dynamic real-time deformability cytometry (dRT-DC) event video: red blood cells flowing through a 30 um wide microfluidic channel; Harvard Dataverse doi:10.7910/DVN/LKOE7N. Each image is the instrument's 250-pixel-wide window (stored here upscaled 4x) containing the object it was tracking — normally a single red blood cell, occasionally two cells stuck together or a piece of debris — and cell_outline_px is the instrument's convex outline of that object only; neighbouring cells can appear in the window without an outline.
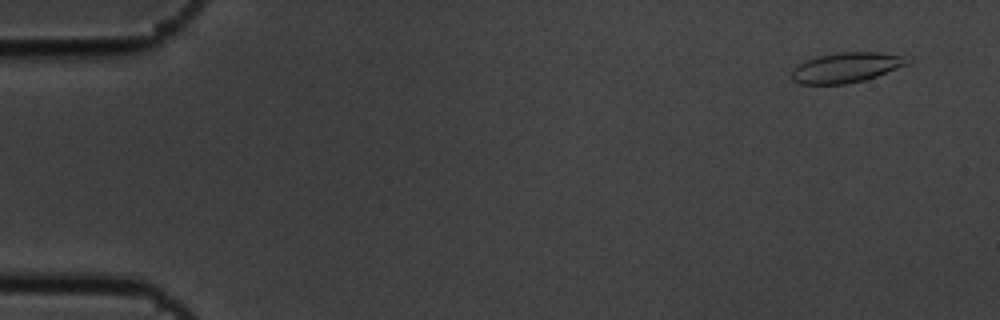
{"species": "common noctule bat (a hibernating species)", "species_latin": "Nyctalus noctula", "temperature_condition": "cold", "stored_images_in_passage": 5, "camera_frame_rate_fps": 3000, "um_per_image_px": 0.085, "animal": {"sex": "male", "body_mass_g": 19.5, "forearm_length_mm": 54.6}, "frame": {"image": 1, "passage_image": 1, "time_ms": 0.0, "image_size_px": [1000, 320], "cell_outline_px": [[912, 60], [908, 64], [876, 76], [864, 80], [844, 84], [800, 84], [792, 80], [792, 68], [808, 60], [820, 56], [840, 52], [880, 52], [900, 56]], "centroid_in_image_um": [71.92, 5.75], "position_along_channel_um": 13.1, "area_um2": 19.94}}